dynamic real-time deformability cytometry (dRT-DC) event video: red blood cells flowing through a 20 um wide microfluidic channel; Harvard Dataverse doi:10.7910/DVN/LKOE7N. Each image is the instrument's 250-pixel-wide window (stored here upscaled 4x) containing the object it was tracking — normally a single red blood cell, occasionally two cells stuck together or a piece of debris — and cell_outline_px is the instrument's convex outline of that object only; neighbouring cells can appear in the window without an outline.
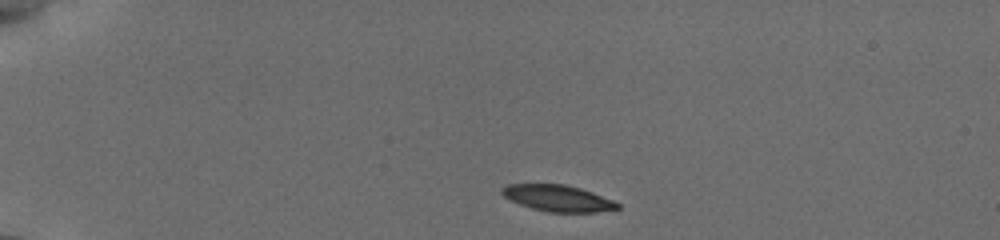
{"species": "common noctule bat (a hibernating species)", "species_latin": "Nyctalus noctula", "temperature_condition": "cold", "stored_images_in_passage": 7, "camera_frame_rate_fps": 3000, "um_per_image_px": 0.085, "animal": {"sex": "female", "body_mass_g": 19.5, "forearm_length_mm": 54.1}, "frame": {"image": 1, "passage_image": 1, "time_ms": 0.0, "image_size_px": [1000, 240], "cell_outline_px": [[620, 208], [596, 212], [548, 212], [532, 208], [520, 204], [504, 196], [500, 192], [500, 188], [508, 184], [564, 184], [580, 188], [592, 192], [612, 200], [620, 204]], "centroid_in_image_um": [47.4, 16.84], "position_along_channel_um": 37.6, "area_um2": 17.63}}
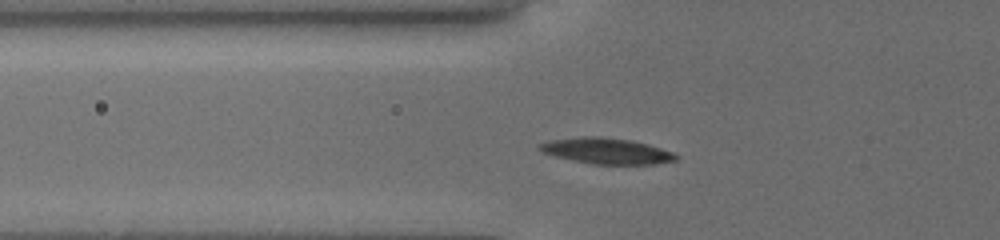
{"frame": {"image": 2, "passage_image": 7, "time_ms": 2.667, "image_size_px": [1000, 240], "cell_outline_px": [[676, 160], [656, 164], [592, 164], [572, 160], [556, 156], [544, 152], [536, 148], [540, 144], [548, 140], [584, 136], [600, 136], [628, 140], [648, 144], [672, 152], [676, 156]], "centroid_in_image_um": [51.52, 12.83], "position_along_channel_um": 74.3, "area_um2": 20.35}}